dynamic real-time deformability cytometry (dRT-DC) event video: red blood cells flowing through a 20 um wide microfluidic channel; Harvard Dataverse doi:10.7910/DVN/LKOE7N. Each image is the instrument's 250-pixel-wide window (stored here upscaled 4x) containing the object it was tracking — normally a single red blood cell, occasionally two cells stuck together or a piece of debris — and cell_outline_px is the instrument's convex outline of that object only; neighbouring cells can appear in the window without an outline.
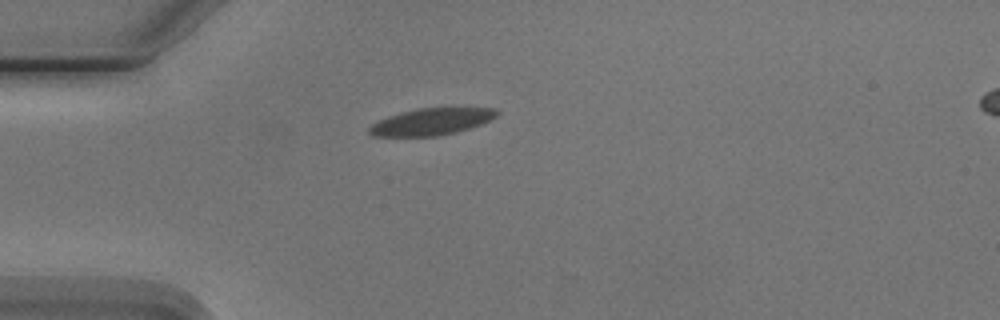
{"species": "Egyptian fruit bat (a non-hibernating species)", "species_latin": "Rousettus aegyptiacus", "temperature_condition": "cold", "stored_images_in_passage": 1, "camera_frame_rate_fps": 3000, "um_per_image_px": 0.085, "animal": {"sex": "male"}, "frame": {"image": 1, "passage_image": 1, "time_ms": 0.0, "image_size_px": [1000, 320], "cell_outline_px": [[500, 112], [496, 116], [480, 124], [456, 132], [440, 136], [372, 136], [368, 132], [368, 128], [372, 124], [388, 116], [420, 108], [496, 108]], "centroid_in_image_um": [36.66, 10.35], "position_along_channel_um": 48.3, "area_um2": 19.65}}